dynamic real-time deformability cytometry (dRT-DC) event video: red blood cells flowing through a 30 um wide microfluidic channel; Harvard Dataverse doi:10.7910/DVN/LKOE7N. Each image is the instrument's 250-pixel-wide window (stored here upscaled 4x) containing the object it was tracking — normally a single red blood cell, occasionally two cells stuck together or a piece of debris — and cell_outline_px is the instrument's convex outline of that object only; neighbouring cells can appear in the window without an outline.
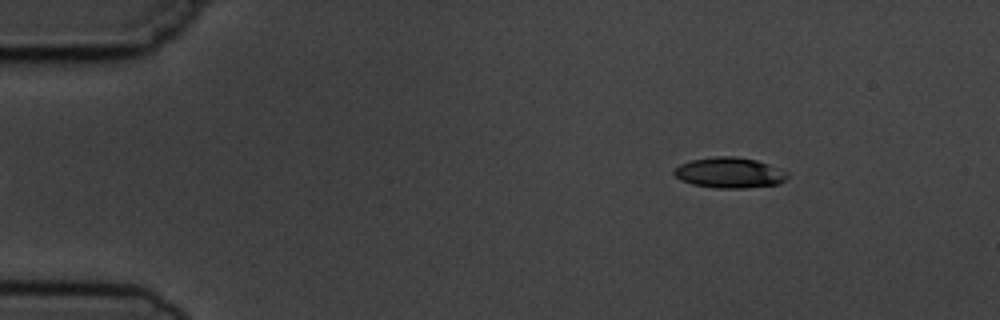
{"species": "common noctule bat (a hibernating species)", "species_latin": "Nyctalus noctula", "temperature_condition": "cold", "stored_images_in_passage": 6, "camera_frame_rate_fps": 3000, "um_per_image_px": 0.085, "animal": {"sex": "male", "body_mass_g": 19.5, "forearm_length_mm": 54.6}, "frame": {"image": 1, "passage_image": 6, "time_ms": 6.0, "image_size_px": [1000, 320], "cell_outline_px": [[788, 176], [780, 184], [744, 188], [716, 188], [692, 184], [680, 180], [672, 172], [680, 164], [692, 160], [716, 156], [736, 156], [756, 160], [768, 164], [788, 172]], "centroid_in_image_um": [62.01, 14.68], "position_along_channel_um": 23.0, "area_um2": 20.17}}